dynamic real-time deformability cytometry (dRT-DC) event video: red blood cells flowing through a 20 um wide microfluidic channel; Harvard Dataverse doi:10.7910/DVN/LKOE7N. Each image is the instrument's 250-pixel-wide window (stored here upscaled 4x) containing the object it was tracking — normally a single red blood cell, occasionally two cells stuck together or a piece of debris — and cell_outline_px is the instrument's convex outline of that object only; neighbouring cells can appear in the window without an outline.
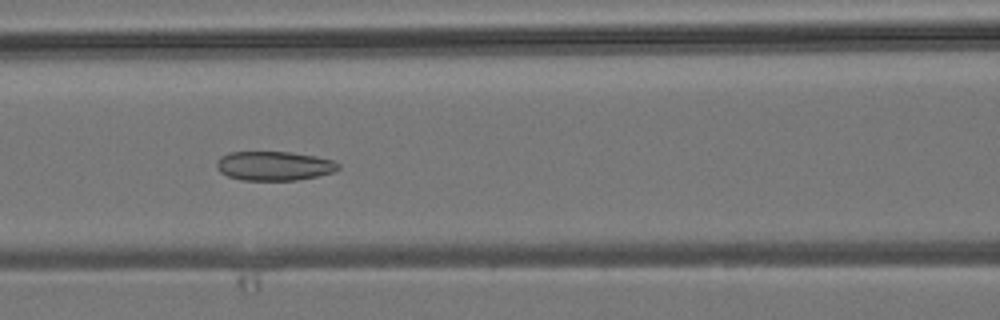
{"species": "common noctule bat (a hibernating species)", "species_latin": "Nyctalus noctula", "temperature_condition": "room temperature", "stored_images_in_passage": 8, "camera_frame_rate_fps": 3000, "um_per_image_px": 0.085, "animal": {"sex": "male", "body_mass_g": 19.2, "forearm_length_mm": 51.8}, "frame": {"image": 1, "passage_image": 6, "time_ms": 5.667, "image_size_px": [1000, 320], "cell_outline_px": [[340, 168], [332, 172], [316, 176], [296, 180], [240, 180], [228, 176], [220, 172], [216, 168], [216, 164], [220, 156], [228, 152], [292, 152], [316, 156], [332, 160], [340, 164]], "centroid_in_image_um": [23.27, 14.09], "position_along_channel_um": 143.3, "area_um2": 20.75}}
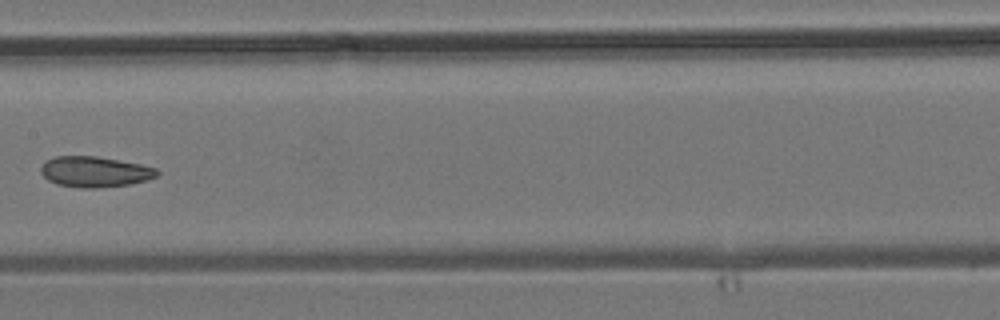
{"frame": {"image": 2, "passage_image": 7, "time_ms": 7.0, "image_size_px": [1000, 320], "cell_outline_px": [[160, 172], [156, 176], [148, 180], [128, 184], [96, 188], [80, 188], [56, 184], [48, 180], [40, 172], [40, 168], [44, 160], [56, 156], [96, 156], [140, 164], [156, 168]], "centroid_in_image_um": [8.02, 14.6], "position_along_channel_um": 199.4, "area_um2": 20.81}}
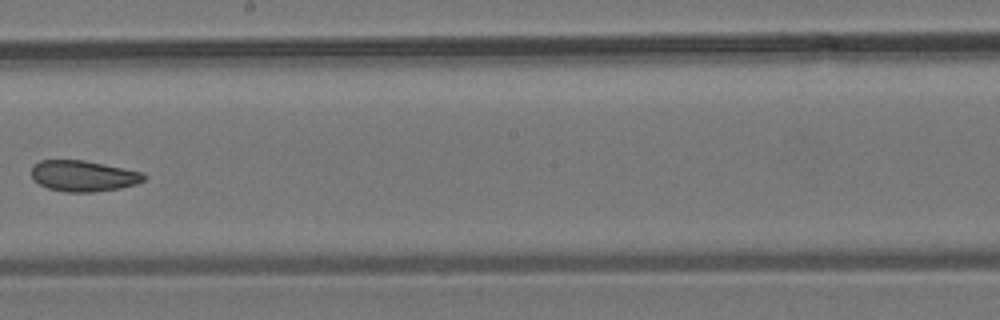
{"frame": {"image": 3, "passage_image": 8, "time_ms": 8.0, "image_size_px": [1000, 320], "cell_outline_px": [[148, 176], [144, 180], [136, 184], [120, 188], [92, 192], [64, 192], [48, 188], [32, 180], [32, 164], [40, 160], [84, 160], [144, 172]], "centroid_in_image_um": [7.09, 14.95], "position_along_channel_um": 241.1, "area_um2": 20.46}}